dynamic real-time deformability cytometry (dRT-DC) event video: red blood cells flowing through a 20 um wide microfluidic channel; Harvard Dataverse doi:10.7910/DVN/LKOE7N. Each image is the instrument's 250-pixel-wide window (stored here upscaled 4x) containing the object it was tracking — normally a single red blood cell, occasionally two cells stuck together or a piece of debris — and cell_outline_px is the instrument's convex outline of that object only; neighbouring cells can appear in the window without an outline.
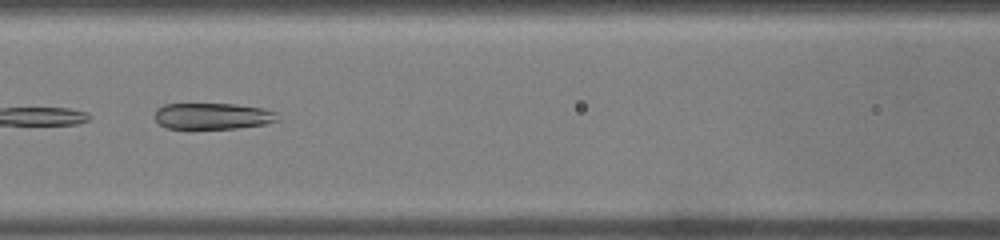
{"species": "common noctule bat (a hibernating species)", "species_latin": "Nyctalus noctula", "temperature_condition": "warm", "stored_images_in_passage": 37, "camera_frame_rate_fps": 3000, "um_per_image_px": 0.085, "animal": {"sex": "male", "body_mass_g": 19.0, "forearm_length_mm": 50.8}, "frame": {"image": 1, "passage_image": 22, "time_ms": 7.0, "image_size_px": [1000, 240], "cell_outline_px": [[280, 120], [264, 124], [236, 128], [168, 128], [160, 124], [152, 116], [156, 108], [164, 104], [236, 104], [264, 108], [276, 112]], "centroid_in_image_um": [18.07, 9.85], "position_along_channel_um": 148.5, "area_um2": 18.9}}